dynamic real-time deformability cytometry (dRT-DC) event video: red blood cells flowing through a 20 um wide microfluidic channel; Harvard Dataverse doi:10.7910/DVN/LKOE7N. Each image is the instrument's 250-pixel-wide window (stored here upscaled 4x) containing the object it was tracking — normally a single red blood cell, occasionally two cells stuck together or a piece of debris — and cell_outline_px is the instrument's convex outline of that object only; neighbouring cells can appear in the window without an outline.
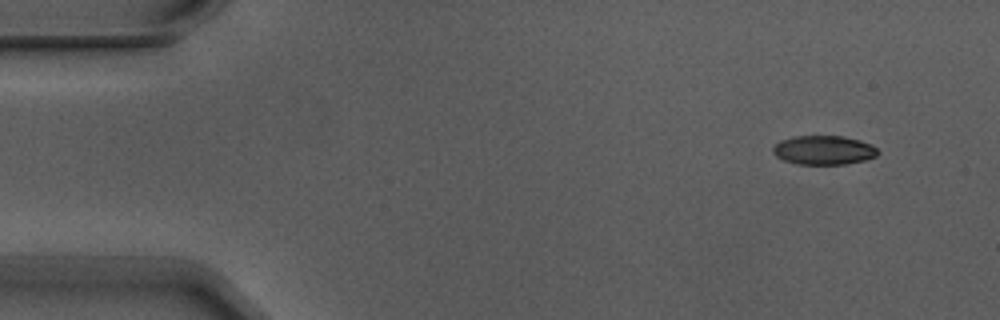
{"species": "Egyptian fruit bat (a non-hibernating species)", "species_latin": "Rousettus aegyptiacus", "temperature_condition": "warm", "stored_images_in_passage": 4, "camera_frame_rate_fps": 3000, "um_per_image_px": 0.085, "animal": {"sex": "male"}, "frame": {"image": 1, "passage_image": 2, "time_ms": 0.333, "image_size_px": [1000, 320], "cell_outline_px": [[880, 152], [876, 156], [864, 160], [848, 164], [796, 164], [784, 160], [776, 156], [772, 152], [772, 148], [780, 140], [796, 136], [844, 136], [860, 140], [872, 144]], "centroid_in_image_um": [70.03, 12.76], "position_along_channel_um": 15.0, "area_um2": 17.86}}
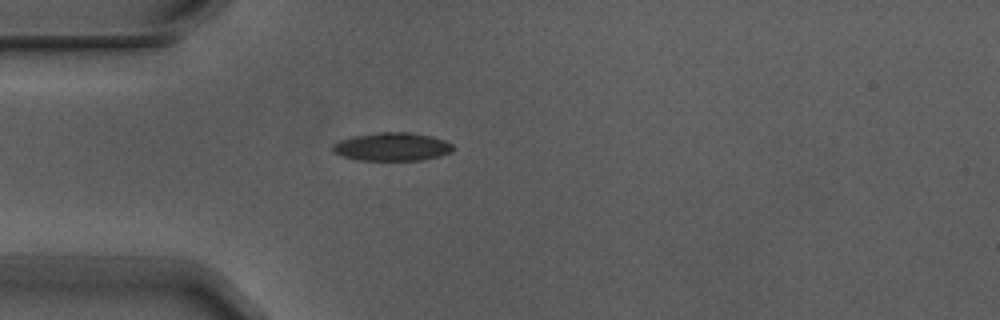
{"frame": {"image": 2, "passage_image": 4, "time_ms": 1.0, "image_size_px": [1000, 320], "cell_outline_px": [[452, 152], [440, 156], [424, 160], [356, 160], [340, 156], [332, 152], [332, 144], [340, 140], [352, 136], [380, 132], [408, 132], [432, 136], [444, 140], [452, 144]], "centroid_in_image_um": [33.29, 12.48], "position_along_channel_um": 51.7, "area_um2": 20.0}}